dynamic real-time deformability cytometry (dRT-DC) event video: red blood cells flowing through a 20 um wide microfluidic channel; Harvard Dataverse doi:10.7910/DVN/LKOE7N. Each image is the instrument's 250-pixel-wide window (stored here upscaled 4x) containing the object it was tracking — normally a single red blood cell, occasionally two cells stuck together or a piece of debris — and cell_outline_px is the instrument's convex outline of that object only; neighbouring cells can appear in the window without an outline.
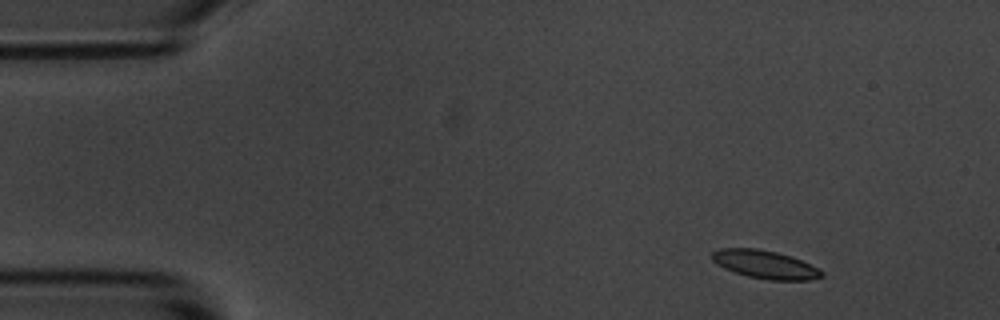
{"species": "common noctule bat (a hibernating species)", "species_latin": "Nyctalus noctula", "temperature_condition": "room temperature", "stored_images_in_passage": 7, "camera_frame_rate_fps": 3000, "um_per_image_px": 0.085, "animal": {"sex": "male", "body_mass_g": 20.1, "forearm_length_mm": 53.5}, "frame": {"image": 1, "passage_image": 1, "time_ms": 0.0, "image_size_px": [1000, 320], "cell_outline_px": [[824, 276], [808, 280], [768, 280], [748, 276], [724, 268], [716, 264], [712, 260], [712, 252], [720, 248], [756, 248], [776, 252], [792, 256], [820, 268], [824, 272]], "centroid_in_image_um": [65.06, 22.48], "position_along_channel_um": 19.9, "area_um2": 18.09}}
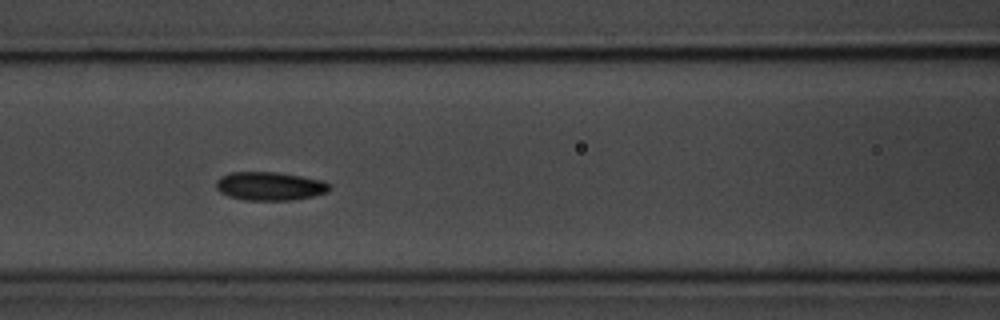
{"frame": {"image": 2, "passage_image": 6, "time_ms": 5.667, "image_size_px": [1000, 320], "cell_outline_px": [[332, 188], [328, 192], [312, 196], [292, 200], [244, 200], [228, 196], [220, 192], [216, 188], [216, 180], [220, 176], [232, 172], [276, 172], [324, 180]], "centroid_in_image_um": [22.92, 15.82], "position_along_channel_um": 143.7, "area_um2": 18.9}}
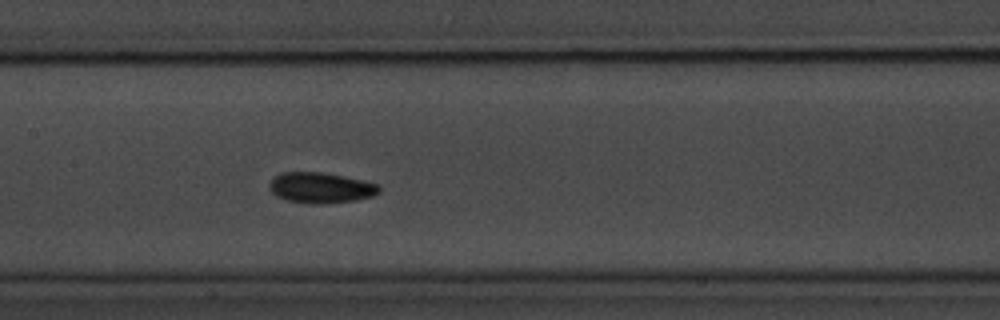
{"frame": {"image": 3, "passage_image": 7, "time_ms": 6.667, "image_size_px": [1000, 320], "cell_outline_px": [[380, 192], [372, 196], [356, 200], [320, 204], [312, 204], [288, 200], [276, 196], [272, 192], [268, 184], [272, 176], [280, 172], [320, 172], [344, 176], [380, 184]], "centroid_in_image_um": [27.24, 15.95], "position_along_channel_um": 180.2, "area_um2": 19.71}}